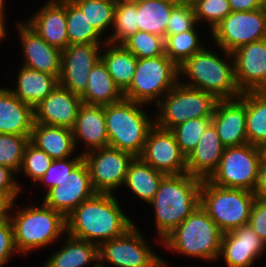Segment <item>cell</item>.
<instances>
[{
    "label": "cell",
    "mask_w": 266,
    "mask_h": 267,
    "mask_svg": "<svg viewBox=\"0 0 266 267\" xmlns=\"http://www.w3.org/2000/svg\"><path fill=\"white\" fill-rule=\"evenodd\" d=\"M143 103L123 99L104 105L109 147L140 157L150 128L155 124L154 114L144 110Z\"/></svg>",
    "instance_id": "obj_5"
},
{
    "label": "cell",
    "mask_w": 266,
    "mask_h": 267,
    "mask_svg": "<svg viewBox=\"0 0 266 267\" xmlns=\"http://www.w3.org/2000/svg\"><path fill=\"white\" fill-rule=\"evenodd\" d=\"M7 1V0H6ZM5 0H0V17H6V12L5 10H7L8 8H6L5 5L6 4Z\"/></svg>",
    "instance_id": "obj_52"
},
{
    "label": "cell",
    "mask_w": 266,
    "mask_h": 267,
    "mask_svg": "<svg viewBox=\"0 0 266 267\" xmlns=\"http://www.w3.org/2000/svg\"><path fill=\"white\" fill-rule=\"evenodd\" d=\"M253 193L256 198L266 200V161L262 158L255 188Z\"/></svg>",
    "instance_id": "obj_50"
},
{
    "label": "cell",
    "mask_w": 266,
    "mask_h": 267,
    "mask_svg": "<svg viewBox=\"0 0 266 267\" xmlns=\"http://www.w3.org/2000/svg\"><path fill=\"white\" fill-rule=\"evenodd\" d=\"M86 16L89 23L108 39L113 26L116 0H71ZM110 29V30H109ZM109 31V32H108ZM106 33V34H104Z\"/></svg>",
    "instance_id": "obj_36"
},
{
    "label": "cell",
    "mask_w": 266,
    "mask_h": 267,
    "mask_svg": "<svg viewBox=\"0 0 266 267\" xmlns=\"http://www.w3.org/2000/svg\"><path fill=\"white\" fill-rule=\"evenodd\" d=\"M63 245L52 252L42 267H96L98 246L69 234L63 237Z\"/></svg>",
    "instance_id": "obj_27"
},
{
    "label": "cell",
    "mask_w": 266,
    "mask_h": 267,
    "mask_svg": "<svg viewBox=\"0 0 266 267\" xmlns=\"http://www.w3.org/2000/svg\"><path fill=\"white\" fill-rule=\"evenodd\" d=\"M116 1L123 2L126 4H135L136 5V4H139L143 0H116Z\"/></svg>",
    "instance_id": "obj_54"
},
{
    "label": "cell",
    "mask_w": 266,
    "mask_h": 267,
    "mask_svg": "<svg viewBox=\"0 0 266 267\" xmlns=\"http://www.w3.org/2000/svg\"><path fill=\"white\" fill-rule=\"evenodd\" d=\"M83 101L60 84L36 107L33 108L34 122L49 126L73 129Z\"/></svg>",
    "instance_id": "obj_21"
},
{
    "label": "cell",
    "mask_w": 266,
    "mask_h": 267,
    "mask_svg": "<svg viewBox=\"0 0 266 267\" xmlns=\"http://www.w3.org/2000/svg\"><path fill=\"white\" fill-rule=\"evenodd\" d=\"M212 123V118H196L171 129L180 151L187 157L196 147L204 130Z\"/></svg>",
    "instance_id": "obj_41"
},
{
    "label": "cell",
    "mask_w": 266,
    "mask_h": 267,
    "mask_svg": "<svg viewBox=\"0 0 266 267\" xmlns=\"http://www.w3.org/2000/svg\"><path fill=\"white\" fill-rule=\"evenodd\" d=\"M14 171L0 165V192L2 193H22V185L18 182V178ZM22 191V192H21Z\"/></svg>",
    "instance_id": "obj_47"
},
{
    "label": "cell",
    "mask_w": 266,
    "mask_h": 267,
    "mask_svg": "<svg viewBox=\"0 0 266 267\" xmlns=\"http://www.w3.org/2000/svg\"><path fill=\"white\" fill-rule=\"evenodd\" d=\"M25 22L49 45L63 51L68 45L67 0H45Z\"/></svg>",
    "instance_id": "obj_22"
},
{
    "label": "cell",
    "mask_w": 266,
    "mask_h": 267,
    "mask_svg": "<svg viewBox=\"0 0 266 267\" xmlns=\"http://www.w3.org/2000/svg\"><path fill=\"white\" fill-rule=\"evenodd\" d=\"M165 175L145 163L140 157H135L129 165L123 186L130 190L134 199L148 204L154 198Z\"/></svg>",
    "instance_id": "obj_29"
},
{
    "label": "cell",
    "mask_w": 266,
    "mask_h": 267,
    "mask_svg": "<svg viewBox=\"0 0 266 267\" xmlns=\"http://www.w3.org/2000/svg\"><path fill=\"white\" fill-rule=\"evenodd\" d=\"M255 198L252 191L220 187L202 180L200 206L223 233L248 224Z\"/></svg>",
    "instance_id": "obj_7"
},
{
    "label": "cell",
    "mask_w": 266,
    "mask_h": 267,
    "mask_svg": "<svg viewBox=\"0 0 266 267\" xmlns=\"http://www.w3.org/2000/svg\"><path fill=\"white\" fill-rule=\"evenodd\" d=\"M261 149H262V158L266 161V144Z\"/></svg>",
    "instance_id": "obj_55"
},
{
    "label": "cell",
    "mask_w": 266,
    "mask_h": 267,
    "mask_svg": "<svg viewBox=\"0 0 266 267\" xmlns=\"http://www.w3.org/2000/svg\"><path fill=\"white\" fill-rule=\"evenodd\" d=\"M120 203L115 194L96 193L66 217V233L97 246L122 236L137 222Z\"/></svg>",
    "instance_id": "obj_1"
},
{
    "label": "cell",
    "mask_w": 266,
    "mask_h": 267,
    "mask_svg": "<svg viewBox=\"0 0 266 267\" xmlns=\"http://www.w3.org/2000/svg\"><path fill=\"white\" fill-rule=\"evenodd\" d=\"M176 5L164 0H143L137 4L138 31L166 36L168 20Z\"/></svg>",
    "instance_id": "obj_33"
},
{
    "label": "cell",
    "mask_w": 266,
    "mask_h": 267,
    "mask_svg": "<svg viewBox=\"0 0 266 267\" xmlns=\"http://www.w3.org/2000/svg\"><path fill=\"white\" fill-rule=\"evenodd\" d=\"M101 60L119 89L124 92L132 82L137 58L123 45L105 43Z\"/></svg>",
    "instance_id": "obj_31"
},
{
    "label": "cell",
    "mask_w": 266,
    "mask_h": 267,
    "mask_svg": "<svg viewBox=\"0 0 266 267\" xmlns=\"http://www.w3.org/2000/svg\"><path fill=\"white\" fill-rule=\"evenodd\" d=\"M97 192L94 190L88 166L82 160L60 186L50 189L42 198V202L67 217L83 201Z\"/></svg>",
    "instance_id": "obj_16"
},
{
    "label": "cell",
    "mask_w": 266,
    "mask_h": 267,
    "mask_svg": "<svg viewBox=\"0 0 266 267\" xmlns=\"http://www.w3.org/2000/svg\"><path fill=\"white\" fill-rule=\"evenodd\" d=\"M52 161L53 159L45 151L29 142L25 147L22 167L18 175L23 173L35 184L39 178L44 176Z\"/></svg>",
    "instance_id": "obj_42"
},
{
    "label": "cell",
    "mask_w": 266,
    "mask_h": 267,
    "mask_svg": "<svg viewBox=\"0 0 266 267\" xmlns=\"http://www.w3.org/2000/svg\"><path fill=\"white\" fill-rule=\"evenodd\" d=\"M135 224L120 237L98 246V264L107 267H169L166 259L152 250L148 238Z\"/></svg>",
    "instance_id": "obj_10"
},
{
    "label": "cell",
    "mask_w": 266,
    "mask_h": 267,
    "mask_svg": "<svg viewBox=\"0 0 266 267\" xmlns=\"http://www.w3.org/2000/svg\"><path fill=\"white\" fill-rule=\"evenodd\" d=\"M38 206L30 203L27 207L16 209L17 204L14 203L10 220L19 255L26 256L36 249L47 248L59 242L57 240L61 241L66 234V217L43 202Z\"/></svg>",
    "instance_id": "obj_4"
},
{
    "label": "cell",
    "mask_w": 266,
    "mask_h": 267,
    "mask_svg": "<svg viewBox=\"0 0 266 267\" xmlns=\"http://www.w3.org/2000/svg\"><path fill=\"white\" fill-rule=\"evenodd\" d=\"M212 124L225 147L247 144L246 92H242L236 99L218 100Z\"/></svg>",
    "instance_id": "obj_20"
},
{
    "label": "cell",
    "mask_w": 266,
    "mask_h": 267,
    "mask_svg": "<svg viewBox=\"0 0 266 267\" xmlns=\"http://www.w3.org/2000/svg\"><path fill=\"white\" fill-rule=\"evenodd\" d=\"M122 45L137 59L165 55V38L148 32L136 31Z\"/></svg>",
    "instance_id": "obj_39"
},
{
    "label": "cell",
    "mask_w": 266,
    "mask_h": 267,
    "mask_svg": "<svg viewBox=\"0 0 266 267\" xmlns=\"http://www.w3.org/2000/svg\"><path fill=\"white\" fill-rule=\"evenodd\" d=\"M66 29L69 45L105 44L107 42L71 0H67Z\"/></svg>",
    "instance_id": "obj_35"
},
{
    "label": "cell",
    "mask_w": 266,
    "mask_h": 267,
    "mask_svg": "<svg viewBox=\"0 0 266 267\" xmlns=\"http://www.w3.org/2000/svg\"><path fill=\"white\" fill-rule=\"evenodd\" d=\"M192 6L197 24L207 25L209 32L232 12L229 0H195Z\"/></svg>",
    "instance_id": "obj_40"
},
{
    "label": "cell",
    "mask_w": 266,
    "mask_h": 267,
    "mask_svg": "<svg viewBox=\"0 0 266 267\" xmlns=\"http://www.w3.org/2000/svg\"><path fill=\"white\" fill-rule=\"evenodd\" d=\"M246 133L249 144H266V90L246 92Z\"/></svg>",
    "instance_id": "obj_32"
},
{
    "label": "cell",
    "mask_w": 266,
    "mask_h": 267,
    "mask_svg": "<svg viewBox=\"0 0 266 267\" xmlns=\"http://www.w3.org/2000/svg\"><path fill=\"white\" fill-rule=\"evenodd\" d=\"M266 252V244L249 224L223 233L219 258L226 267H253Z\"/></svg>",
    "instance_id": "obj_18"
},
{
    "label": "cell",
    "mask_w": 266,
    "mask_h": 267,
    "mask_svg": "<svg viewBox=\"0 0 266 267\" xmlns=\"http://www.w3.org/2000/svg\"><path fill=\"white\" fill-rule=\"evenodd\" d=\"M222 237L223 232L199 205L162 240V247L171 253L213 262L219 260Z\"/></svg>",
    "instance_id": "obj_6"
},
{
    "label": "cell",
    "mask_w": 266,
    "mask_h": 267,
    "mask_svg": "<svg viewBox=\"0 0 266 267\" xmlns=\"http://www.w3.org/2000/svg\"><path fill=\"white\" fill-rule=\"evenodd\" d=\"M30 142L38 149L45 151L53 160L83 157L81 153L77 152L73 131L69 128L34 122Z\"/></svg>",
    "instance_id": "obj_25"
},
{
    "label": "cell",
    "mask_w": 266,
    "mask_h": 267,
    "mask_svg": "<svg viewBox=\"0 0 266 267\" xmlns=\"http://www.w3.org/2000/svg\"><path fill=\"white\" fill-rule=\"evenodd\" d=\"M30 136L0 133V165L11 169L18 175Z\"/></svg>",
    "instance_id": "obj_38"
},
{
    "label": "cell",
    "mask_w": 266,
    "mask_h": 267,
    "mask_svg": "<svg viewBox=\"0 0 266 267\" xmlns=\"http://www.w3.org/2000/svg\"><path fill=\"white\" fill-rule=\"evenodd\" d=\"M202 179L189 173L168 174L162 178L154 198L148 203L154 210L156 239L162 240L200 205Z\"/></svg>",
    "instance_id": "obj_2"
},
{
    "label": "cell",
    "mask_w": 266,
    "mask_h": 267,
    "mask_svg": "<svg viewBox=\"0 0 266 267\" xmlns=\"http://www.w3.org/2000/svg\"><path fill=\"white\" fill-rule=\"evenodd\" d=\"M135 157L112 147L99 148L83 155L91 183L97 193L115 194L123 187L130 163Z\"/></svg>",
    "instance_id": "obj_13"
},
{
    "label": "cell",
    "mask_w": 266,
    "mask_h": 267,
    "mask_svg": "<svg viewBox=\"0 0 266 267\" xmlns=\"http://www.w3.org/2000/svg\"><path fill=\"white\" fill-rule=\"evenodd\" d=\"M188 3H193L195 0H186Z\"/></svg>",
    "instance_id": "obj_56"
},
{
    "label": "cell",
    "mask_w": 266,
    "mask_h": 267,
    "mask_svg": "<svg viewBox=\"0 0 266 267\" xmlns=\"http://www.w3.org/2000/svg\"><path fill=\"white\" fill-rule=\"evenodd\" d=\"M7 17H0V42H3L8 35Z\"/></svg>",
    "instance_id": "obj_51"
},
{
    "label": "cell",
    "mask_w": 266,
    "mask_h": 267,
    "mask_svg": "<svg viewBox=\"0 0 266 267\" xmlns=\"http://www.w3.org/2000/svg\"><path fill=\"white\" fill-rule=\"evenodd\" d=\"M21 194L0 192V219H10L14 203Z\"/></svg>",
    "instance_id": "obj_48"
},
{
    "label": "cell",
    "mask_w": 266,
    "mask_h": 267,
    "mask_svg": "<svg viewBox=\"0 0 266 267\" xmlns=\"http://www.w3.org/2000/svg\"><path fill=\"white\" fill-rule=\"evenodd\" d=\"M217 101L211 93L178 82L155 105V124L171 130L190 119L212 118Z\"/></svg>",
    "instance_id": "obj_8"
},
{
    "label": "cell",
    "mask_w": 266,
    "mask_h": 267,
    "mask_svg": "<svg viewBox=\"0 0 266 267\" xmlns=\"http://www.w3.org/2000/svg\"><path fill=\"white\" fill-rule=\"evenodd\" d=\"M232 55L240 91L266 90V38L246 44Z\"/></svg>",
    "instance_id": "obj_19"
},
{
    "label": "cell",
    "mask_w": 266,
    "mask_h": 267,
    "mask_svg": "<svg viewBox=\"0 0 266 267\" xmlns=\"http://www.w3.org/2000/svg\"><path fill=\"white\" fill-rule=\"evenodd\" d=\"M104 44H73L62 51L59 84L81 96L93 67L101 60Z\"/></svg>",
    "instance_id": "obj_15"
},
{
    "label": "cell",
    "mask_w": 266,
    "mask_h": 267,
    "mask_svg": "<svg viewBox=\"0 0 266 267\" xmlns=\"http://www.w3.org/2000/svg\"><path fill=\"white\" fill-rule=\"evenodd\" d=\"M197 25L192 3L176 5L168 20L166 35H175L193 29Z\"/></svg>",
    "instance_id": "obj_44"
},
{
    "label": "cell",
    "mask_w": 266,
    "mask_h": 267,
    "mask_svg": "<svg viewBox=\"0 0 266 267\" xmlns=\"http://www.w3.org/2000/svg\"><path fill=\"white\" fill-rule=\"evenodd\" d=\"M33 108L20 101L8 87H0V133L31 135Z\"/></svg>",
    "instance_id": "obj_26"
},
{
    "label": "cell",
    "mask_w": 266,
    "mask_h": 267,
    "mask_svg": "<svg viewBox=\"0 0 266 267\" xmlns=\"http://www.w3.org/2000/svg\"><path fill=\"white\" fill-rule=\"evenodd\" d=\"M222 51V55L219 52ZM207 46L186 59L179 68V82L213 94L218 100L236 99L242 92L235 79L232 53ZM185 78L184 80L182 78ZM186 81V82H185Z\"/></svg>",
    "instance_id": "obj_3"
},
{
    "label": "cell",
    "mask_w": 266,
    "mask_h": 267,
    "mask_svg": "<svg viewBox=\"0 0 266 267\" xmlns=\"http://www.w3.org/2000/svg\"><path fill=\"white\" fill-rule=\"evenodd\" d=\"M83 160V157H68L64 159H55L52 161L49 169L44 176L35 183L43 184L46 188L44 195L53 187L60 186L66 180L67 175Z\"/></svg>",
    "instance_id": "obj_43"
},
{
    "label": "cell",
    "mask_w": 266,
    "mask_h": 267,
    "mask_svg": "<svg viewBox=\"0 0 266 267\" xmlns=\"http://www.w3.org/2000/svg\"><path fill=\"white\" fill-rule=\"evenodd\" d=\"M23 62L20 65L40 72L49 73L58 79L61 75L62 51L49 45L36 31L31 28L23 19L16 21Z\"/></svg>",
    "instance_id": "obj_17"
},
{
    "label": "cell",
    "mask_w": 266,
    "mask_h": 267,
    "mask_svg": "<svg viewBox=\"0 0 266 267\" xmlns=\"http://www.w3.org/2000/svg\"><path fill=\"white\" fill-rule=\"evenodd\" d=\"M72 131L77 151L80 150L79 144H84V146L81 145L82 155L95 149L108 147L104 106L83 103Z\"/></svg>",
    "instance_id": "obj_23"
},
{
    "label": "cell",
    "mask_w": 266,
    "mask_h": 267,
    "mask_svg": "<svg viewBox=\"0 0 266 267\" xmlns=\"http://www.w3.org/2000/svg\"><path fill=\"white\" fill-rule=\"evenodd\" d=\"M209 37L213 39L211 42L215 43L216 49L230 53L266 38V7L253 11H232L212 29Z\"/></svg>",
    "instance_id": "obj_12"
},
{
    "label": "cell",
    "mask_w": 266,
    "mask_h": 267,
    "mask_svg": "<svg viewBox=\"0 0 266 267\" xmlns=\"http://www.w3.org/2000/svg\"><path fill=\"white\" fill-rule=\"evenodd\" d=\"M199 26L197 24L191 30L165 36V55L177 66H180L186 59L202 51L207 46L205 43V36L207 35L204 34V39L200 37L201 34L199 33L202 29L200 30Z\"/></svg>",
    "instance_id": "obj_34"
},
{
    "label": "cell",
    "mask_w": 266,
    "mask_h": 267,
    "mask_svg": "<svg viewBox=\"0 0 266 267\" xmlns=\"http://www.w3.org/2000/svg\"><path fill=\"white\" fill-rule=\"evenodd\" d=\"M231 11H253L266 7V0H229Z\"/></svg>",
    "instance_id": "obj_49"
},
{
    "label": "cell",
    "mask_w": 266,
    "mask_h": 267,
    "mask_svg": "<svg viewBox=\"0 0 266 267\" xmlns=\"http://www.w3.org/2000/svg\"><path fill=\"white\" fill-rule=\"evenodd\" d=\"M164 1L172 3L174 5H183L188 3L186 0H164Z\"/></svg>",
    "instance_id": "obj_53"
},
{
    "label": "cell",
    "mask_w": 266,
    "mask_h": 267,
    "mask_svg": "<svg viewBox=\"0 0 266 267\" xmlns=\"http://www.w3.org/2000/svg\"><path fill=\"white\" fill-rule=\"evenodd\" d=\"M261 160L262 149L252 144L226 147L217 169L207 180L220 187L253 192Z\"/></svg>",
    "instance_id": "obj_11"
},
{
    "label": "cell",
    "mask_w": 266,
    "mask_h": 267,
    "mask_svg": "<svg viewBox=\"0 0 266 267\" xmlns=\"http://www.w3.org/2000/svg\"><path fill=\"white\" fill-rule=\"evenodd\" d=\"M179 82V68L166 55L137 60L124 99L155 106Z\"/></svg>",
    "instance_id": "obj_9"
},
{
    "label": "cell",
    "mask_w": 266,
    "mask_h": 267,
    "mask_svg": "<svg viewBox=\"0 0 266 267\" xmlns=\"http://www.w3.org/2000/svg\"><path fill=\"white\" fill-rule=\"evenodd\" d=\"M248 224L266 244V200L255 198Z\"/></svg>",
    "instance_id": "obj_46"
},
{
    "label": "cell",
    "mask_w": 266,
    "mask_h": 267,
    "mask_svg": "<svg viewBox=\"0 0 266 267\" xmlns=\"http://www.w3.org/2000/svg\"><path fill=\"white\" fill-rule=\"evenodd\" d=\"M225 148L211 123L186 157L187 173L202 180L208 179L217 169Z\"/></svg>",
    "instance_id": "obj_24"
},
{
    "label": "cell",
    "mask_w": 266,
    "mask_h": 267,
    "mask_svg": "<svg viewBox=\"0 0 266 267\" xmlns=\"http://www.w3.org/2000/svg\"><path fill=\"white\" fill-rule=\"evenodd\" d=\"M17 254L11 220L0 219V267L7 265Z\"/></svg>",
    "instance_id": "obj_45"
},
{
    "label": "cell",
    "mask_w": 266,
    "mask_h": 267,
    "mask_svg": "<svg viewBox=\"0 0 266 267\" xmlns=\"http://www.w3.org/2000/svg\"><path fill=\"white\" fill-rule=\"evenodd\" d=\"M136 31H138L137 4L116 1L113 26L106 40L107 43L122 45Z\"/></svg>",
    "instance_id": "obj_37"
},
{
    "label": "cell",
    "mask_w": 266,
    "mask_h": 267,
    "mask_svg": "<svg viewBox=\"0 0 266 267\" xmlns=\"http://www.w3.org/2000/svg\"><path fill=\"white\" fill-rule=\"evenodd\" d=\"M80 97L85 104L101 106L124 99L123 92L113 81L102 60L90 72L85 92Z\"/></svg>",
    "instance_id": "obj_30"
},
{
    "label": "cell",
    "mask_w": 266,
    "mask_h": 267,
    "mask_svg": "<svg viewBox=\"0 0 266 267\" xmlns=\"http://www.w3.org/2000/svg\"><path fill=\"white\" fill-rule=\"evenodd\" d=\"M19 67L16 86L9 89L20 101L34 108L58 86L59 79L23 65Z\"/></svg>",
    "instance_id": "obj_28"
},
{
    "label": "cell",
    "mask_w": 266,
    "mask_h": 267,
    "mask_svg": "<svg viewBox=\"0 0 266 267\" xmlns=\"http://www.w3.org/2000/svg\"><path fill=\"white\" fill-rule=\"evenodd\" d=\"M140 158L166 175L187 173L186 156L180 151L174 134L156 124L148 132Z\"/></svg>",
    "instance_id": "obj_14"
}]
</instances>
